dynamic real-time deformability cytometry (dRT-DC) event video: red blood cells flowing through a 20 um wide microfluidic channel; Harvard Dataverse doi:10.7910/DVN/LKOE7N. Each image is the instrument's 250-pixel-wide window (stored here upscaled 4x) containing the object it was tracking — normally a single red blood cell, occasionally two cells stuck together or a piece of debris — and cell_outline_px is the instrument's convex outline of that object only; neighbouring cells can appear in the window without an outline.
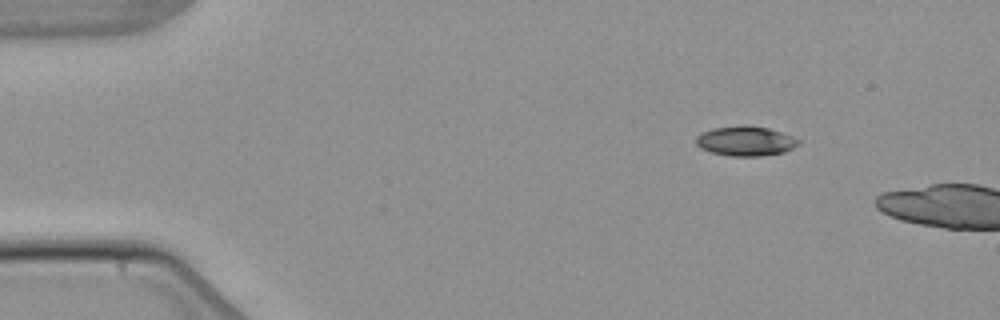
{"species": "common noctule bat (a hibernating species)", "species_latin": "Nyctalus noctula", "temperature_condition": "warm", "stored_images_in_passage": 4, "camera_frame_rate_fps": 3000, "um_per_image_px": 0.085, "animal": {"sex": "male", "body_mass_g": 21.5, "forearm_length_mm": 52.0}, "frame": {"image": 1, "passage_image": 4, "time_ms": 4.667, "image_size_px": [1000, 320], "cell_outline_px": [[800, 144], [784, 152], [760, 156], [732, 156], [712, 152], [700, 148], [696, 144], [696, 136], [700, 132], [712, 128], [740, 124], [744, 124], [768, 128], [792, 136], [800, 140]], "centroid_in_image_um": [63.35, 11.97], "position_along_channel_um": 21.7, "area_um2": 17.92}}